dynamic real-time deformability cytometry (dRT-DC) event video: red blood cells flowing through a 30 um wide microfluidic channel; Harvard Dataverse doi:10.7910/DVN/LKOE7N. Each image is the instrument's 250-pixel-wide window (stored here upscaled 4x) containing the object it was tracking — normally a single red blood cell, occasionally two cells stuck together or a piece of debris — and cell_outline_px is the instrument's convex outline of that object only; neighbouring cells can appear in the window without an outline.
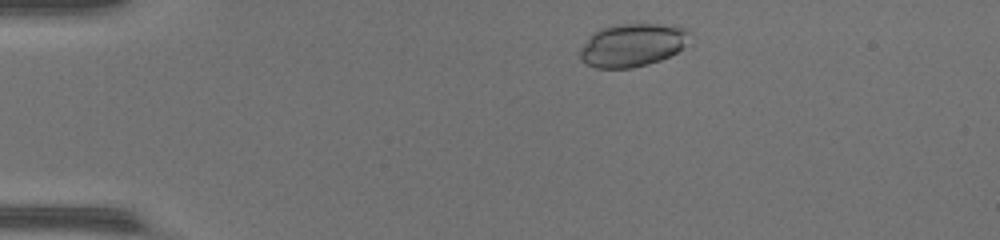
{"species": "common noctule bat (a hibernating species)", "species_latin": "Nyctalus noctula", "temperature_condition": "warm", "stored_images_in_passage": 43, "camera_frame_rate_fps": 3000, "um_per_image_px": 0.085, "animal": {"sex": "female", "body_mass_g": 17.0, "forearm_length_mm": 48.0}, "frame": {"image": 1, "passage_image": 2, "time_ms": 0.333, "image_size_px": [1000, 240], "cell_outline_px": [[692, 32], [684, 44], [676, 52], [660, 60], [648, 64], [632, 68], [596, 68], [580, 60], [576, 52], [588, 36], [592, 32], [600, 28], [620, 24], [656, 24], [688, 28]], "centroid_in_image_um": [53.67, 3.83], "position_along_channel_um": 31.3, "area_um2": 27.74}}
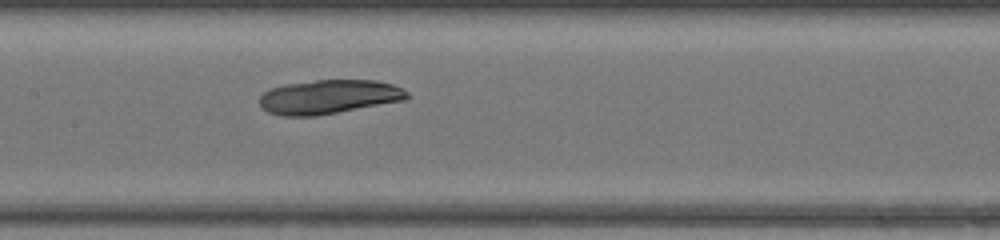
{"frame": {"image": 2, "passage_image": 18, "time_ms": 5.667, "image_size_px": [1000, 240], "cell_outline_px": [[408, 100], [316, 116], [280, 116], [268, 112], [260, 108], [260, 96], [268, 88], [284, 84], [316, 80], [376, 80], [392, 84], [408, 92]], "centroid_in_image_um": [27.93, 8.24], "position_along_channel_um": 179.5, "area_um2": 29.65}}
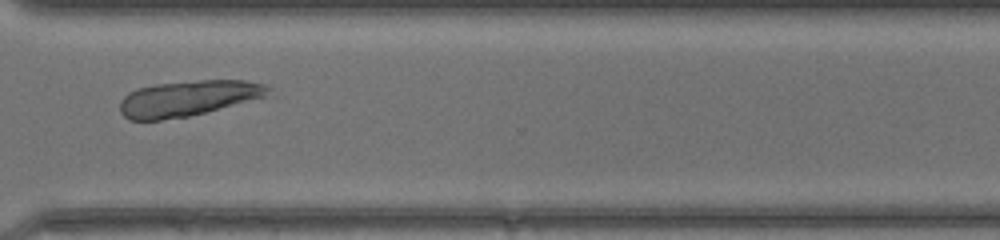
{"frame": {"image": 3, "passage_image": 31, "time_ms": 10.0, "image_size_px": [1000, 240], "cell_outline_px": [[276, 96], [188, 116], [160, 120], [128, 120], [120, 112], [120, 100], [128, 92], [136, 88], [156, 84], [200, 80], [244, 80], [264, 84], [272, 88]], "centroid_in_image_um": [16.11, 8.35], "position_along_channel_um": 354.5, "area_um2": 31.56}}